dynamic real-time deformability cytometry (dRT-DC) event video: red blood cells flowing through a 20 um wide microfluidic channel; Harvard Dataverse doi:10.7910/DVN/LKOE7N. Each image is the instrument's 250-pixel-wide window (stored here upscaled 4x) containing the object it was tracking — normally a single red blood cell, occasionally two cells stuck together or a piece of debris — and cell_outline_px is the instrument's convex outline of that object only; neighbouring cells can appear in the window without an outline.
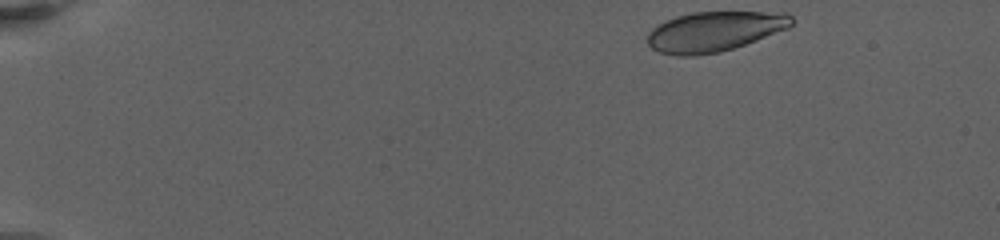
{"species": "human", "species_latin": "Homo sapiens", "temperature_condition": "warm", "stored_images_in_passage": 36, "camera_frame_rate_fps": 3000, "um_per_image_px": 0.085, "donor": {"sex": "female"}, "frame": {"image": 1, "passage_image": 1, "time_ms": 0.0, "image_size_px": [1000, 240], "cell_outline_px": [[792, 24], [788, 28], [756, 40], [720, 52], [696, 56], [676, 56], [660, 52], [652, 48], [648, 44], [648, 32], [652, 28], [676, 16], [692, 12], [788, 12], [792, 16]], "centroid_in_image_um": [60.72, 2.67], "position_along_channel_um": 24.3, "area_um2": 33.47}}
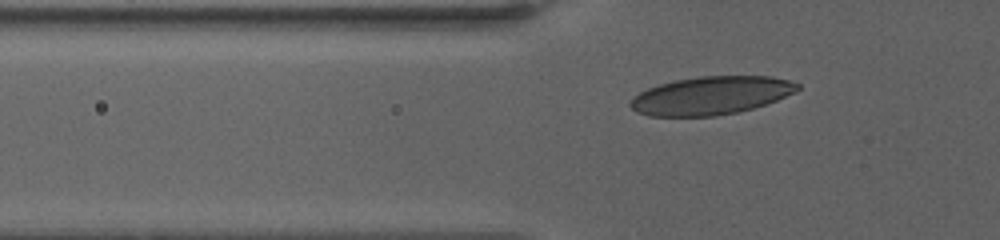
{"frame": {"image": 2, "passage_image": 31, "time_ms": 5.0, "image_size_px": [1000, 240], "cell_outline_px": [[800, 88], [796, 92], [776, 100], [752, 108], [736, 112], [716, 116], [648, 116], [636, 112], [628, 104], [640, 92], [648, 88], [660, 84], [676, 80], [700, 76], [772, 76], [788, 80], [800, 84]], "centroid_in_image_um": [60.44, 8.12], "position_along_channel_um": 65.4, "area_um2": 36.99}}